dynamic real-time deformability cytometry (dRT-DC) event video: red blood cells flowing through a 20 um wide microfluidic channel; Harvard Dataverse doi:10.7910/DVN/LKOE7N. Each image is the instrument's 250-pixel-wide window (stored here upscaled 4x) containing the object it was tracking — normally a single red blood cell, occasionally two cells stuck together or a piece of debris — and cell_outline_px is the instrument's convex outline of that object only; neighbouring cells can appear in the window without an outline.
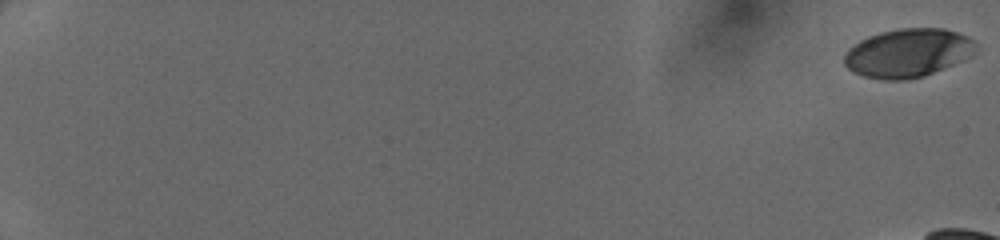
{"species": "human", "species_latin": "Homo sapiens", "temperature_condition": "cold", "stored_images_in_passage": 18, "camera_frame_rate_fps": 3000, "um_per_image_px": 0.085, "donor": {"sex": "female"}, "frame": {"image": 1, "passage_image": 1, "time_ms": 0.0, "image_size_px": [1000, 240], "cell_outline_px": [[976, 52], [972, 56], [964, 60], [924, 76], [904, 80], [884, 80], [864, 76], [852, 72], [844, 64], [844, 56], [848, 48], [860, 40], [868, 36], [880, 32], [900, 28], [944, 28], [968, 36], [976, 40]], "centroid_in_image_um": [77.19, 4.5], "position_along_channel_um": 7.8, "area_um2": 37.57}}
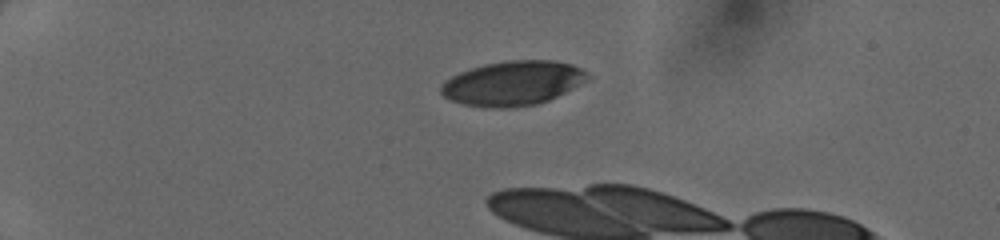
{"frame": {"image": 2, "passage_image": 15, "time_ms": 4.667, "image_size_px": [1000, 240], "cell_outline_px": [[592, 76], [588, 80], [548, 100], [536, 104], [516, 108], [484, 108], [464, 104], [448, 100], [440, 92], [440, 84], [444, 80], [460, 72], [484, 64], [512, 60], [552, 60], [572, 64], [580, 68]], "centroid_in_image_um": [43.56, 7.08], "position_along_channel_um": 41.4, "area_um2": 38.21}}